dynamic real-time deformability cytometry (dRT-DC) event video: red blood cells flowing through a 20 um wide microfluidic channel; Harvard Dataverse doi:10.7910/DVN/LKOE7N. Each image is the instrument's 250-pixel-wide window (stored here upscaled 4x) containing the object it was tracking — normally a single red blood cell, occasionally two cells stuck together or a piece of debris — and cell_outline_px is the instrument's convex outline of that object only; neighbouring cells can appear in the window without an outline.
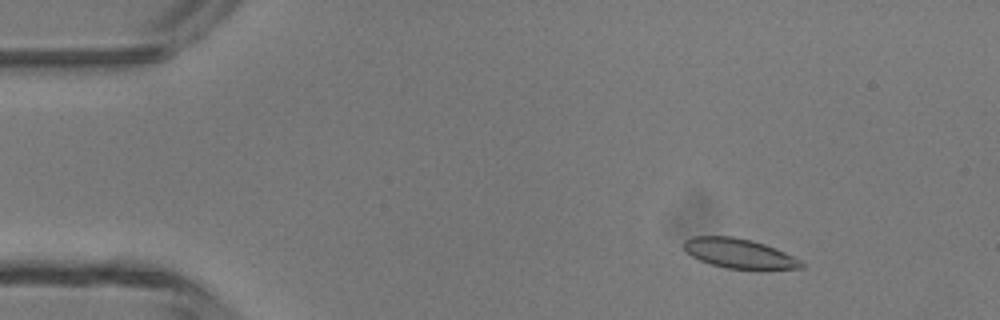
{"species": "common noctule bat (a hibernating species)", "species_latin": "Nyctalus noctula", "temperature_condition": "room temperature", "stored_images_in_passage": 21, "camera_frame_rate_fps": 3000, "um_per_image_px": 0.085, "animal": {"sex": "male", "body_mass_g": 13.3}, "frame": {"image": 1, "passage_image": 2, "time_ms": 0.333, "image_size_px": [1000, 320], "cell_outline_px": [[804, 268], [760, 272], [724, 268], [700, 260], [692, 256], [684, 248], [684, 240], [692, 236], [732, 236], [752, 240], [776, 248], [800, 260], [804, 264]], "centroid_in_image_um": [62.91, 21.59], "position_along_channel_um": 22.1, "area_um2": 21.04}}
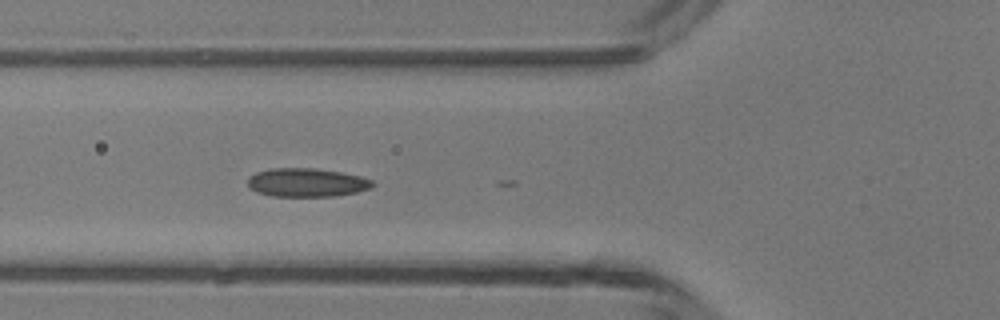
{"frame": {"image": 2, "passage_image": 13, "time_ms": 4.0, "image_size_px": [1000, 320], "cell_outline_px": [[376, 184], [372, 188], [356, 192], [336, 196], [272, 196], [256, 192], [248, 188], [248, 176], [256, 172], [272, 168], [312, 168], [340, 172], [360, 176], [372, 180]], "centroid_in_image_um": [26.06, 15.52], "position_along_channel_um": 99.7, "area_um2": 20.92}}
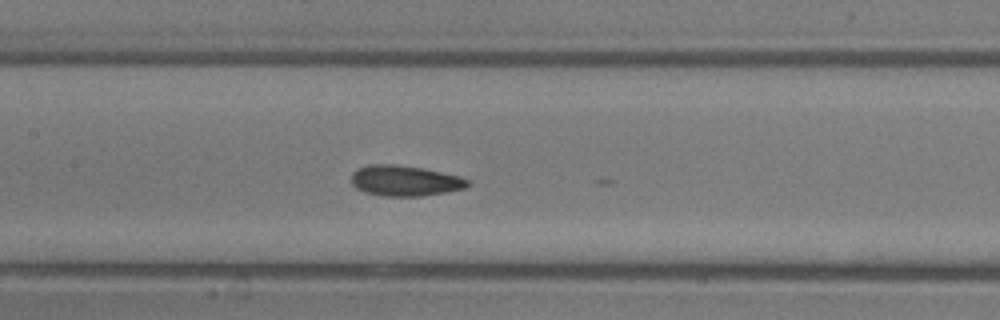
{"frame": {"image": 3, "passage_image": 18, "time_ms": 5.667, "image_size_px": [1000, 320], "cell_outline_px": [[468, 184], [464, 188], [444, 192], [420, 196], [380, 196], [364, 192], [356, 188], [352, 184], [352, 172], [356, 168], [368, 164], [396, 164], [424, 168], [460, 176], [468, 180]], "centroid_in_image_um": [34.35, 15.35], "position_along_channel_um": 173.0, "area_um2": 20.81}}